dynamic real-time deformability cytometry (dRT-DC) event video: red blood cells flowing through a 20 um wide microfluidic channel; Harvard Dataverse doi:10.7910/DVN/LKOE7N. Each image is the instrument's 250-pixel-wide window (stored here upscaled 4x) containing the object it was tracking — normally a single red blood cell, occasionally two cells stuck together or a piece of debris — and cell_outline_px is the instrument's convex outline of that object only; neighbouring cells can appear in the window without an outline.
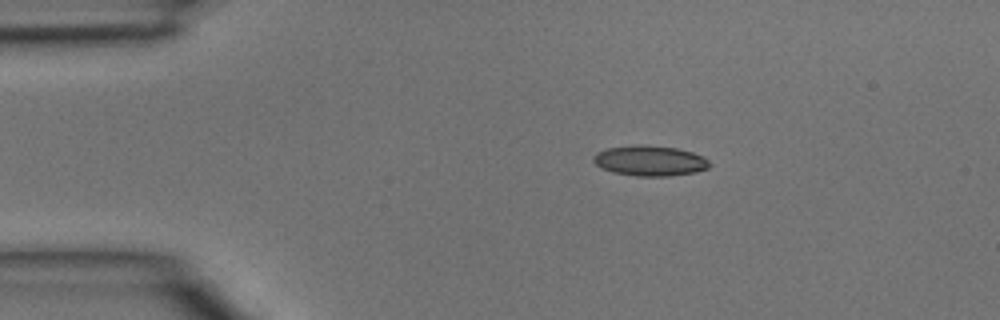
{"species": "common noctule bat (a hibernating species)", "species_latin": "Nyctalus noctula", "temperature_condition": "room temperature", "stored_images_in_passage": 3, "camera_frame_rate_fps": 3000, "um_per_image_px": 0.085, "animal": {"sex": "male", "body_mass_g": 15.6}, "frame": {"image": 1, "passage_image": 1, "time_ms": 0.0, "image_size_px": [1000, 320], "cell_outline_px": [[712, 164], [708, 168], [692, 172], [668, 176], [636, 176], [612, 172], [596, 164], [592, 160], [592, 156], [596, 152], [608, 148], [636, 144], [676, 148], [692, 152], [704, 156]], "centroid_in_image_um": [55.23, 13.66], "position_along_channel_um": 29.8, "area_um2": 20.46}}